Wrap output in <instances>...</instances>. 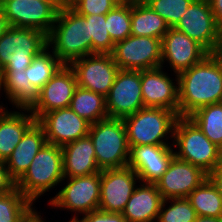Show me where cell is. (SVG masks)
<instances>
[{
  "instance_id": "obj_1",
  "label": "cell",
  "mask_w": 222,
  "mask_h": 222,
  "mask_svg": "<svg viewBox=\"0 0 222 222\" xmlns=\"http://www.w3.org/2000/svg\"><path fill=\"white\" fill-rule=\"evenodd\" d=\"M177 77L179 117H188L198 108L222 102V60L216 53H209Z\"/></svg>"
},
{
  "instance_id": "obj_2",
  "label": "cell",
  "mask_w": 222,
  "mask_h": 222,
  "mask_svg": "<svg viewBox=\"0 0 222 222\" xmlns=\"http://www.w3.org/2000/svg\"><path fill=\"white\" fill-rule=\"evenodd\" d=\"M47 44L64 65H70L92 54L89 23L71 7H62L47 36Z\"/></svg>"
},
{
  "instance_id": "obj_3",
  "label": "cell",
  "mask_w": 222,
  "mask_h": 222,
  "mask_svg": "<svg viewBox=\"0 0 222 222\" xmlns=\"http://www.w3.org/2000/svg\"><path fill=\"white\" fill-rule=\"evenodd\" d=\"M64 178L62 147L46 143L16 182V188L33 203L52 187L62 183Z\"/></svg>"
},
{
  "instance_id": "obj_4",
  "label": "cell",
  "mask_w": 222,
  "mask_h": 222,
  "mask_svg": "<svg viewBox=\"0 0 222 222\" xmlns=\"http://www.w3.org/2000/svg\"><path fill=\"white\" fill-rule=\"evenodd\" d=\"M172 146L179 151L174 156L189 162L209 174L219 166L222 149L212 143L189 117H179L176 121Z\"/></svg>"
},
{
  "instance_id": "obj_5",
  "label": "cell",
  "mask_w": 222,
  "mask_h": 222,
  "mask_svg": "<svg viewBox=\"0 0 222 222\" xmlns=\"http://www.w3.org/2000/svg\"><path fill=\"white\" fill-rule=\"evenodd\" d=\"M179 114L165 108L144 107L123 118L129 148L140 145H170ZM164 138V139H163Z\"/></svg>"
},
{
  "instance_id": "obj_6",
  "label": "cell",
  "mask_w": 222,
  "mask_h": 222,
  "mask_svg": "<svg viewBox=\"0 0 222 222\" xmlns=\"http://www.w3.org/2000/svg\"><path fill=\"white\" fill-rule=\"evenodd\" d=\"M100 170L128 166L130 148L123 119L110 118L91 124L89 133Z\"/></svg>"
},
{
  "instance_id": "obj_7",
  "label": "cell",
  "mask_w": 222,
  "mask_h": 222,
  "mask_svg": "<svg viewBox=\"0 0 222 222\" xmlns=\"http://www.w3.org/2000/svg\"><path fill=\"white\" fill-rule=\"evenodd\" d=\"M47 47V35L41 31L10 26L0 37V72L26 70L33 58Z\"/></svg>"
},
{
  "instance_id": "obj_8",
  "label": "cell",
  "mask_w": 222,
  "mask_h": 222,
  "mask_svg": "<svg viewBox=\"0 0 222 222\" xmlns=\"http://www.w3.org/2000/svg\"><path fill=\"white\" fill-rule=\"evenodd\" d=\"M174 28L198 42L209 53H216L222 44V32L209 0H194Z\"/></svg>"
},
{
  "instance_id": "obj_9",
  "label": "cell",
  "mask_w": 222,
  "mask_h": 222,
  "mask_svg": "<svg viewBox=\"0 0 222 222\" xmlns=\"http://www.w3.org/2000/svg\"><path fill=\"white\" fill-rule=\"evenodd\" d=\"M119 69L149 70L159 67L162 59V39L130 35L115 43L111 53Z\"/></svg>"
},
{
  "instance_id": "obj_10",
  "label": "cell",
  "mask_w": 222,
  "mask_h": 222,
  "mask_svg": "<svg viewBox=\"0 0 222 222\" xmlns=\"http://www.w3.org/2000/svg\"><path fill=\"white\" fill-rule=\"evenodd\" d=\"M65 179L67 185L51 198L50 206L83 215L99 209L101 172Z\"/></svg>"
},
{
  "instance_id": "obj_11",
  "label": "cell",
  "mask_w": 222,
  "mask_h": 222,
  "mask_svg": "<svg viewBox=\"0 0 222 222\" xmlns=\"http://www.w3.org/2000/svg\"><path fill=\"white\" fill-rule=\"evenodd\" d=\"M76 76L77 85L106 97L120 70L112 54L93 53L69 65Z\"/></svg>"
},
{
  "instance_id": "obj_12",
  "label": "cell",
  "mask_w": 222,
  "mask_h": 222,
  "mask_svg": "<svg viewBox=\"0 0 222 222\" xmlns=\"http://www.w3.org/2000/svg\"><path fill=\"white\" fill-rule=\"evenodd\" d=\"M10 26L50 33L60 7L53 0H14L3 7Z\"/></svg>"
},
{
  "instance_id": "obj_13",
  "label": "cell",
  "mask_w": 222,
  "mask_h": 222,
  "mask_svg": "<svg viewBox=\"0 0 222 222\" xmlns=\"http://www.w3.org/2000/svg\"><path fill=\"white\" fill-rule=\"evenodd\" d=\"M108 117L123 119L144 108L141 70L120 69L105 97Z\"/></svg>"
},
{
  "instance_id": "obj_14",
  "label": "cell",
  "mask_w": 222,
  "mask_h": 222,
  "mask_svg": "<svg viewBox=\"0 0 222 222\" xmlns=\"http://www.w3.org/2000/svg\"><path fill=\"white\" fill-rule=\"evenodd\" d=\"M73 69L63 65L58 72L38 91V98L29 108H23L25 113H31L38 121L45 113L67 108L77 87Z\"/></svg>"
},
{
  "instance_id": "obj_15",
  "label": "cell",
  "mask_w": 222,
  "mask_h": 222,
  "mask_svg": "<svg viewBox=\"0 0 222 222\" xmlns=\"http://www.w3.org/2000/svg\"><path fill=\"white\" fill-rule=\"evenodd\" d=\"M140 179L129 166L101 170L99 210L122 213Z\"/></svg>"
},
{
  "instance_id": "obj_16",
  "label": "cell",
  "mask_w": 222,
  "mask_h": 222,
  "mask_svg": "<svg viewBox=\"0 0 222 222\" xmlns=\"http://www.w3.org/2000/svg\"><path fill=\"white\" fill-rule=\"evenodd\" d=\"M207 178L208 174L201 168L174 156L166 172L155 182V185L164 200L187 198Z\"/></svg>"
},
{
  "instance_id": "obj_17",
  "label": "cell",
  "mask_w": 222,
  "mask_h": 222,
  "mask_svg": "<svg viewBox=\"0 0 222 222\" xmlns=\"http://www.w3.org/2000/svg\"><path fill=\"white\" fill-rule=\"evenodd\" d=\"M37 122L45 131L47 143L61 147L87 136L91 126L90 122L79 117L70 107L45 113Z\"/></svg>"
},
{
  "instance_id": "obj_18",
  "label": "cell",
  "mask_w": 222,
  "mask_h": 222,
  "mask_svg": "<svg viewBox=\"0 0 222 222\" xmlns=\"http://www.w3.org/2000/svg\"><path fill=\"white\" fill-rule=\"evenodd\" d=\"M208 54L202 45L176 28H170L163 36L161 65L169 62L176 74L199 63Z\"/></svg>"
},
{
  "instance_id": "obj_19",
  "label": "cell",
  "mask_w": 222,
  "mask_h": 222,
  "mask_svg": "<svg viewBox=\"0 0 222 222\" xmlns=\"http://www.w3.org/2000/svg\"><path fill=\"white\" fill-rule=\"evenodd\" d=\"M163 67L141 70V91L144 107L165 108L179 114L178 77L170 79Z\"/></svg>"
},
{
  "instance_id": "obj_20",
  "label": "cell",
  "mask_w": 222,
  "mask_h": 222,
  "mask_svg": "<svg viewBox=\"0 0 222 222\" xmlns=\"http://www.w3.org/2000/svg\"><path fill=\"white\" fill-rule=\"evenodd\" d=\"M174 157L171 145H140L130 149L128 166L142 183H155L167 170Z\"/></svg>"
},
{
  "instance_id": "obj_21",
  "label": "cell",
  "mask_w": 222,
  "mask_h": 222,
  "mask_svg": "<svg viewBox=\"0 0 222 222\" xmlns=\"http://www.w3.org/2000/svg\"><path fill=\"white\" fill-rule=\"evenodd\" d=\"M47 143L43 127L36 121L4 162L11 178L17 182L26 172L40 149Z\"/></svg>"
},
{
  "instance_id": "obj_22",
  "label": "cell",
  "mask_w": 222,
  "mask_h": 222,
  "mask_svg": "<svg viewBox=\"0 0 222 222\" xmlns=\"http://www.w3.org/2000/svg\"><path fill=\"white\" fill-rule=\"evenodd\" d=\"M65 178L101 172L97 165L93 142L89 135L62 146Z\"/></svg>"
},
{
  "instance_id": "obj_23",
  "label": "cell",
  "mask_w": 222,
  "mask_h": 222,
  "mask_svg": "<svg viewBox=\"0 0 222 222\" xmlns=\"http://www.w3.org/2000/svg\"><path fill=\"white\" fill-rule=\"evenodd\" d=\"M164 199L155 183L136 186L122 215L129 222H156Z\"/></svg>"
},
{
  "instance_id": "obj_24",
  "label": "cell",
  "mask_w": 222,
  "mask_h": 222,
  "mask_svg": "<svg viewBox=\"0 0 222 222\" xmlns=\"http://www.w3.org/2000/svg\"><path fill=\"white\" fill-rule=\"evenodd\" d=\"M32 114L0 110V161L5 162L25 132L36 122Z\"/></svg>"
},
{
  "instance_id": "obj_25",
  "label": "cell",
  "mask_w": 222,
  "mask_h": 222,
  "mask_svg": "<svg viewBox=\"0 0 222 222\" xmlns=\"http://www.w3.org/2000/svg\"><path fill=\"white\" fill-rule=\"evenodd\" d=\"M6 93L8 100L16 108H29L38 98V90L30 83L25 70L3 69L1 71L0 90Z\"/></svg>"
},
{
  "instance_id": "obj_26",
  "label": "cell",
  "mask_w": 222,
  "mask_h": 222,
  "mask_svg": "<svg viewBox=\"0 0 222 222\" xmlns=\"http://www.w3.org/2000/svg\"><path fill=\"white\" fill-rule=\"evenodd\" d=\"M167 22L145 2L131 5V35L163 39Z\"/></svg>"
},
{
  "instance_id": "obj_27",
  "label": "cell",
  "mask_w": 222,
  "mask_h": 222,
  "mask_svg": "<svg viewBox=\"0 0 222 222\" xmlns=\"http://www.w3.org/2000/svg\"><path fill=\"white\" fill-rule=\"evenodd\" d=\"M69 107L91 124L108 117L105 97L80 86L76 87Z\"/></svg>"
},
{
  "instance_id": "obj_28",
  "label": "cell",
  "mask_w": 222,
  "mask_h": 222,
  "mask_svg": "<svg viewBox=\"0 0 222 222\" xmlns=\"http://www.w3.org/2000/svg\"><path fill=\"white\" fill-rule=\"evenodd\" d=\"M187 199L198 216L222 218V195L208 178Z\"/></svg>"
},
{
  "instance_id": "obj_29",
  "label": "cell",
  "mask_w": 222,
  "mask_h": 222,
  "mask_svg": "<svg viewBox=\"0 0 222 222\" xmlns=\"http://www.w3.org/2000/svg\"><path fill=\"white\" fill-rule=\"evenodd\" d=\"M188 117L212 143L222 149V102L198 108Z\"/></svg>"
},
{
  "instance_id": "obj_30",
  "label": "cell",
  "mask_w": 222,
  "mask_h": 222,
  "mask_svg": "<svg viewBox=\"0 0 222 222\" xmlns=\"http://www.w3.org/2000/svg\"><path fill=\"white\" fill-rule=\"evenodd\" d=\"M48 51V52H47ZM64 64L49 52V47L35 56L25 73L30 83L39 91Z\"/></svg>"
},
{
  "instance_id": "obj_31",
  "label": "cell",
  "mask_w": 222,
  "mask_h": 222,
  "mask_svg": "<svg viewBox=\"0 0 222 222\" xmlns=\"http://www.w3.org/2000/svg\"><path fill=\"white\" fill-rule=\"evenodd\" d=\"M32 202L22 192L13 191L0 195V222H20L32 209Z\"/></svg>"
},
{
  "instance_id": "obj_32",
  "label": "cell",
  "mask_w": 222,
  "mask_h": 222,
  "mask_svg": "<svg viewBox=\"0 0 222 222\" xmlns=\"http://www.w3.org/2000/svg\"><path fill=\"white\" fill-rule=\"evenodd\" d=\"M107 31L114 43L131 35V4H118L106 14Z\"/></svg>"
},
{
  "instance_id": "obj_33",
  "label": "cell",
  "mask_w": 222,
  "mask_h": 222,
  "mask_svg": "<svg viewBox=\"0 0 222 222\" xmlns=\"http://www.w3.org/2000/svg\"><path fill=\"white\" fill-rule=\"evenodd\" d=\"M89 23L90 36L92 40L93 53L111 54L115 43L107 31L106 15H81Z\"/></svg>"
},
{
  "instance_id": "obj_34",
  "label": "cell",
  "mask_w": 222,
  "mask_h": 222,
  "mask_svg": "<svg viewBox=\"0 0 222 222\" xmlns=\"http://www.w3.org/2000/svg\"><path fill=\"white\" fill-rule=\"evenodd\" d=\"M168 201L172 204L165 208ZM197 217L187 198H172L163 201L157 222H194Z\"/></svg>"
},
{
  "instance_id": "obj_35",
  "label": "cell",
  "mask_w": 222,
  "mask_h": 222,
  "mask_svg": "<svg viewBox=\"0 0 222 222\" xmlns=\"http://www.w3.org/2000/svg\"><path fill=\"white\" fill-rule=\"evenodd\" d=\"M194 0H145L170 28H174Z\"/></svg>"
},
{
  "instance_id": "obj_36",
  "label": "cell",
  "mask_w": 222,
  "mask_h": 222,
  "mask_svg": "<svg viewBox=\"0 0 222 222\" xmlns=\"http://www.w3.org/2000/svg\"><path fill=\"white\" fill-rule=\"evenodd\" d=\"M118 4L116 0H77L71 8L79 15H106Z\"/></svg>"
},
{
  "instance_id": "obj_37",
  "label": "cell",
  "mask_w": 222,
  "mask_h": 222,
  "mask_svg": "<svg viewBox=\"0 0 222 222\" xmlns=\"http://www.w3.org/2000/svg\"><path fill=\"white\" fill-rule=\"evenodd\" d=\"M82 219L76 218L79 222H129L122 213H110L102 210L89 212L83 215Z\"/></svg>"
},
{
  "instance_id": "obj_38",
  "label": "cell",
  "mask_w": 222,
  "mask_h": 222,
  "mask_svg": "<svg viewBox=\"0 0 222 222\" xmlns=\"http://www.w3.org/2000/svg\"><path fill=\"white\" fill-rule=\"evenodd\" d=\"M16 182L11 178L3 161H0V195L13 191Z\"/></svg>"
},
{
  "instance_id": "obj_39",
  "label": "cell",
  "mask_w": 222,
  "mask_h": 222,
  "mask_svg": "<svg viewBox=\"0 0 222 222\" xmlns=\"http://www.w3.org/2000/svg\"><path fill=\"white\" fill-rule=\"evenodd\" d=\"M208 179L216 187L217 191L222 195V154L219 166L208 174Z\"/></svg>"
},
{
  "instance_id": "obj_40",
  "label": "cell",
  "mask_w": 222,
  "mask_h": 222,
  "mask_svg": "<svg viewBox=\"0 0 222 222\" xmlns=\"http://www.w3.org/2000/svg\"><path fill=\"white\" fill-rule=\"evenodd\" d=\"M219 30L222 32V0H209Z\"/></svg>"
},
{
  "instance_id": "obj_41",
  "label": "cell",
  "mask_w": 222,
  "mask_h": 222,
  "mask_svg": "<svg viewBox=\"0 0 222 222\" xmlns=\"http://www.w3.org/2000/svg\"><path fill=\"white\" fill-rule=\"evenodd\" d=\"M20 222H44L41 215L32 208Z\"/></svg>"
},
{
  "instance_id": "obj_42",
  "label": "cell",
  "mask_w": 222,
  "mask_h": 222,
  "mask_svg": "<svg viewBox=\"0 0 222 222\" xmlns=\"http://www.w3.org/2000/svg\"><path fill=\"white\" fill-rule=\"evenodd\" d=\"M9 27L10 25L5 17L4 10L0 6V37L8 30Z\"/></svg>"
},
{
  "instance_id": "obj_43",
  "label": "cell",
  "mask_w": 222,
  "mask_h": 222,
  "mask_svg": "<svg viewBox=\"0 0 222 222\" xmlns=\"http://www.w3.org/2000/svg\"><path fill=\"white\" fill-rule=\"evenodd\" d=\"M194 222H222V218L198 216Z\"/></svg>"
},
{
  "instance_id": "obj_44",
  "label": "cell",
  "mask_w": 222,
  "mask_h": 222,
  "mask_svg": "<svg viewBox=\"0 0 222 222\" xmlns=\"http://www.w3.org/2000/svg\"><path fill=\"white\" fill-rule=\"evenodd\" d=\"M60 8L71 7L77 0H53Z\"/></svg>"
},
{
  "instance_id": "obj_45",
  "label": "cell",
  "mask_w": 222,
  "mask_h": 222,
  "mask_svg": "<svg viewBox=\"0 0 222 222\" xmlns=\"http://www.w3.org/2000/svg\"><path fill=\"white\" fill-rule=\"evenodd\" d=\"M119 4H139L145 2V0H116Z\"/></svg>"
},
{
  "instance_id": "obj_46",
  "label": "cell",
  "mask_w": 222,
  "mask_h": 222,
  "mask_svg": "<svg viewBox=\"0 0 222 222\" xmlns=\"http://www.w3.org/2000/svg\"><path fill=\"white\" fill-rule=\"evenodd\" d=\"M216 54L220 57V59L222 60V44L219 46Z\"/></svg>"
},
{
  "instance_id": "obj_47",
  "label": "cell",
  "mask_w": 222,
  "mask_h": 222,
  "mask_svg": "<svg viewBox=\"0 0 222 222\" xmlns=\"http://www.w3.org/2000/svg\"><path fill=\"white\" fill-rule=\"evenodd\" d=\"M9 1H14V0H0V6L3 7ZM28 1H32V0H28Z\"/></svg>"
},
{
  "instance_id": "obj_48",
  "label": "cell",
  "mask_w": 222,
  "mask_h": 222,
  "mask_svg": "<svg viewBox=\"0 0 222 222\" xmlns=\"http://www.w3.org/2000/svg\"><path fill=\"white\" fill-rule=\"evenodd\" d=\"M69 222H79L76 218H72Z\"/></svg>"
}]
</instances>
